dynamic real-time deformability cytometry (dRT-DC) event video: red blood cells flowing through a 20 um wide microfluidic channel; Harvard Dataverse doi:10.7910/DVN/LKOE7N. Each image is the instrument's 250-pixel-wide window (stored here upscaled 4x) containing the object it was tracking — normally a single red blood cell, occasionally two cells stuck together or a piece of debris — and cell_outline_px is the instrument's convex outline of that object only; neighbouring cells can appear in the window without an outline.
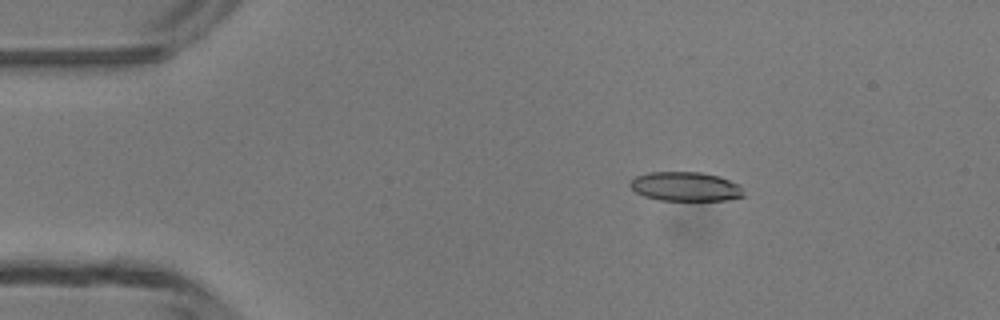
{"species": "common noctule bat (a hibernating species)", "species_latin": "Nyctalus noctula", "temperature_condition": "room temperature", "stored_images_in_passage": 5, "camera_frame_rate_fps": 3000, "um_per_image_px": 0.085, "animal": {"sex": "male", "body_mass_g": 13.3}, "frame": {"image": 1, "passage_image": 3, "time_ms": 2.333, "image_size_px": [1000, 320], "cell_outline_px": [[744, 196], [728, 200], [660, 200], [644, 196], [636, 192], [628, 184], [636, 176], [648, 172], [700, 172], [720, 176], [740, 184]], "centroid_in_image_um": [58.28, 15.85], "position_along_channel_um": 26.7, "area_um2": 19.36}}